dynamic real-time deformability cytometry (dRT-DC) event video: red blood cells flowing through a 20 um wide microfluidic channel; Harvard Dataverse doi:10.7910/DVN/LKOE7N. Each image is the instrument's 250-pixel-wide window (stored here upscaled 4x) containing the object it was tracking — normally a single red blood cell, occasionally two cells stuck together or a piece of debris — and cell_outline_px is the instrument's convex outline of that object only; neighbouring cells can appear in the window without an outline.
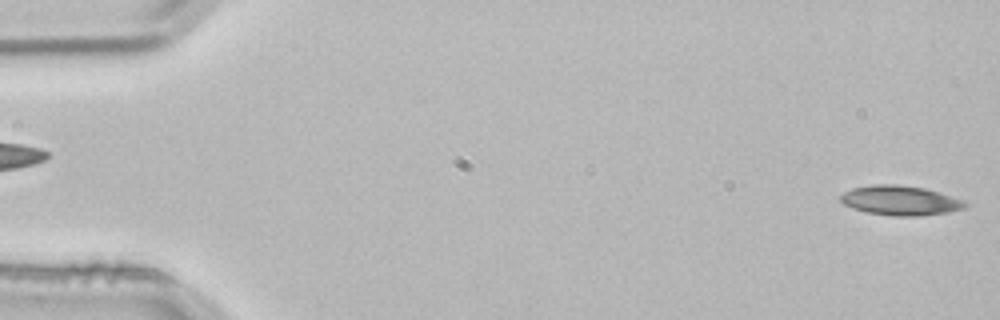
{"species": "common noctule bat (a hibernating species)", "species_latin": "Nyctalus noctula", "temperature_condition": "room temperature", "stored_images_in_passage": 4, "segment_of_instrument_passage": [2, 2], "camera_frame_rate_fps": 3000, "um_per_image_px": 0.085, "animal": {"sex": "male", "body_mass_g": 21.5, "forearm_length_mm": 52.0}, "frame": {"image": 1, "passage_image": 4, "time_ms": 1.0, "image_size_px": [1000, 320], "cell_outline_px": [[968, 204], [964, 208], [948, 212], [920, 216], [892, 216], [864, 212], [852, 208], [844, 204], [840, 200], [840, 196], [844, 192], [852, 188], [876, 184], [896, 184], [924, 188], [964, 200]], "centroid_in_image_um": [76.5, 17.05], "position_along_channel_um": 8.5, "area_um2": 21.5}}